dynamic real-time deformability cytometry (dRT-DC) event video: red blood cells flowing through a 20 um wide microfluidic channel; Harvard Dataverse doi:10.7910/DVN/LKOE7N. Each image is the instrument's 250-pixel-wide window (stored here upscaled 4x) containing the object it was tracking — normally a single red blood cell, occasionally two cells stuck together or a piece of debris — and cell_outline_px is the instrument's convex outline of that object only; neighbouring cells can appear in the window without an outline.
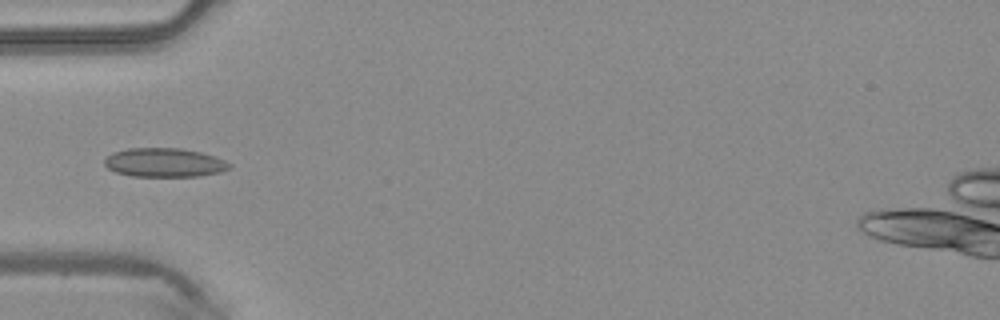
{"species": "common noctule bat (a hibernating species)", "species_latin": "Nyctalus noctula", "temperature_condition": "warm", "stored_images_in_passage": 32, "camera_frame_rate_fps": 3000, "um_per_image_px": 0.085, "animal": {"sex": "male", "body_mass_g": 20.4}, "frame": {"image": 1, "passage_image": 1, "time_ms": 0.0, "image_size_px": [1000, 320], "cell_outline_px": [[232, 168], [220, 172], [200, 176], [132, 176], [116, 172], [108, 168], [104, 164], [104, 160], [112, 152], [128, 148], [180, 148], [200, 152], [224, 160], [232, 164]], "centroid_in_image_um": [13.98, 13.82], "position_along_channel_um": 71.0, "area_um2": 21.04}}
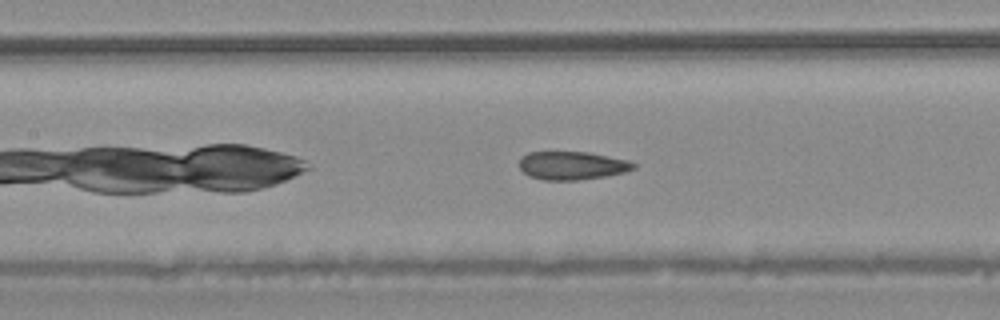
{"frame": {"image": 2, "passage_image": 7, "time_ms": 2.0, "image_size_px": [1000, 320], "cell_outline_px": [[636, 168], [624, 172], [604, 176], [576, 180], [544, 180], [528, 176], [520, 168], [520, 156], [528, 152], [588, 152], [628, 160], [636, 164]], "centroid_in_image_um": [48.6, 14.06], "position_along_channel_um": 158.8, "area_um2": 18.79}}
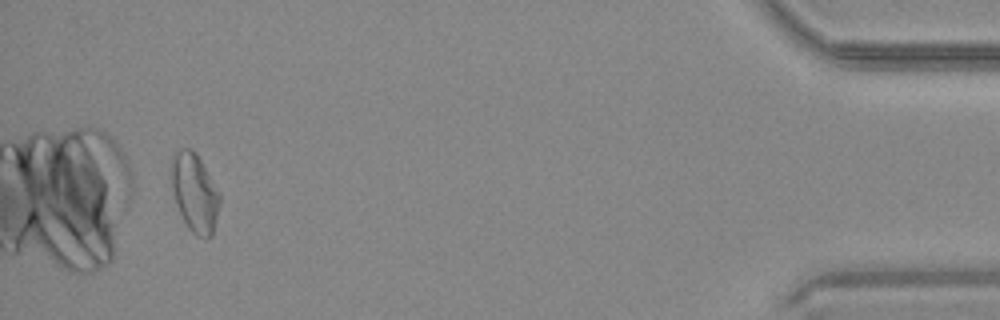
{"frame": {"image": 3, "passage_image": 30, "time_ms": 9.667, "image_size_px": [1000, 320], "cell_outline_px": [[220, 200], [212, 236], [208, 240], [204, 240], [196, 236], [188, 228], [176, 204], [172, 188], [172, 156], [180, 148], [192, 148], [196, 152], [220, 192]], "centroid_in_image_um": [16.56, 16.4], "position_along_channel_um": 418.6, "area_um2": 22.2}}